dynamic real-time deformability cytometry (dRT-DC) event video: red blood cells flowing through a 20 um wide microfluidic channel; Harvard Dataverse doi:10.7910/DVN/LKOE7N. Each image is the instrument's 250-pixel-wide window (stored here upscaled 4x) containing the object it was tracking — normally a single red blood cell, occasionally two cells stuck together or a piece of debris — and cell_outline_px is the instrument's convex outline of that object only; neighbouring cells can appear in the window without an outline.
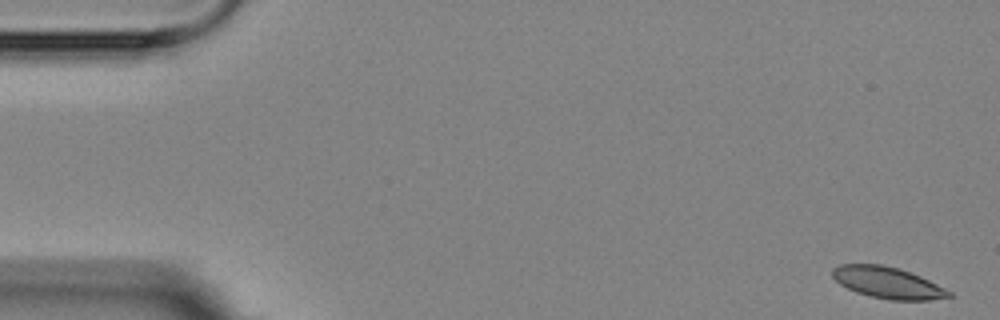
{"species": "Egyptian fruit bat (a non-hibernating species)", "species_latin": "Rousettus aegyptiacus", "temperature_condition": "room temperature", "stored_images_in_passage": 5, "camera_frame_rate_fps": 3000, "um_per_image_px": 0.085, "animal": {"sex": "female"}, "frame": {"image": 1, "passage_image": 1, "time_ms": 0.0, "image_size_px": [1000, 320], "cell_outline_px": [[956, 296], [928, 300], [888, 300], [856, 292], [840, 284], [832, 276], [832, 268], [840, 264], [880, 264], [896, 268], [920, 276], [952, 292]], "centroid_in_image_um": [75.45, 24.03], "position_along_channel_um": 9.5, "area_um2": 21.15}}
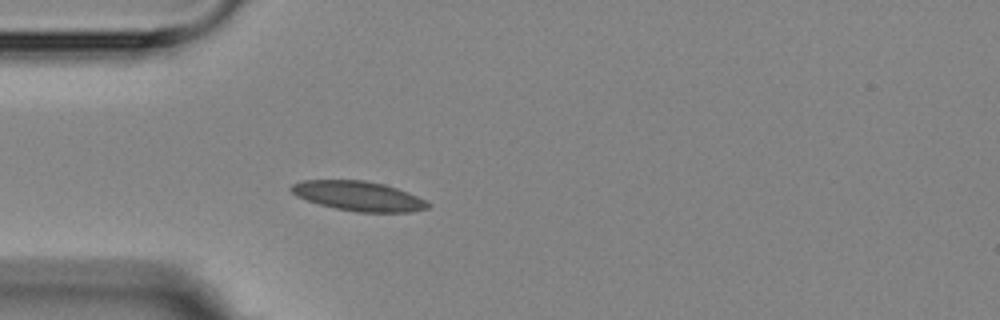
{"frame": {"image": 2, "passage_image": 5, "time_ms": 4.667, "image_size_px": [1000, 320], "cell_outline_px": [[432, 204], [428, 208], [408, 212], [356, 212], [336, 208], [320, 204], [296, 196], [288, 188], [292, 184], [300, 180], [364, 180], [384, 184], [408, 192]], "centroid_in_image_um": [30.45, 16.65], "position_along_channel_um": 54.6, "area_um2": 23.52}}